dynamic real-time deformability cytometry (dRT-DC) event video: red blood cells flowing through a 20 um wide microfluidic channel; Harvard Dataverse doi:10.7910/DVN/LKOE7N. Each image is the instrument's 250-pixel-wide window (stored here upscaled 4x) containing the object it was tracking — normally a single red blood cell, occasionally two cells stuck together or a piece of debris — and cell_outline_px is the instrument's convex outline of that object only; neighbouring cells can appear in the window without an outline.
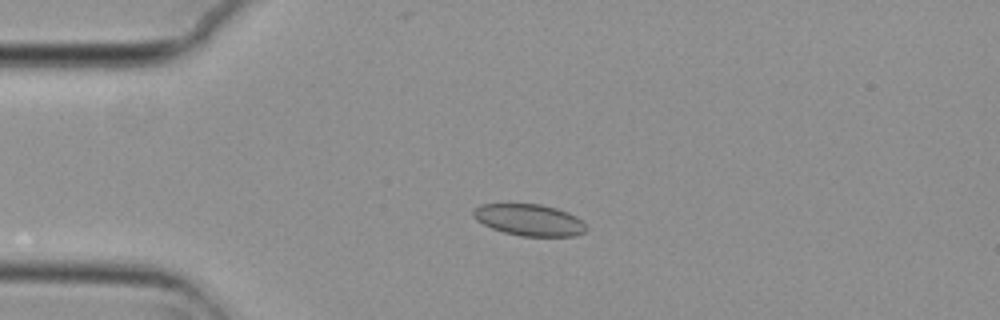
{"species": "common noctule bat (a hibernating species)", "species_latin": "Nyctalus noctula", "temperature_condition": "cold", "stored_images_in_passage": 55, "camera_frame_rate_fps": 3000, "um_per_image_px": 0.085, "animal": {"sex": "female", "body_mass_g": 29.2, "forearm_length_mm": 56.3}, "frame": {"image": 1, "passage_image": 13, "time_ms": 4.0, "image_size_px": [1000, 320], "cell_outline_px": [[588, 228], [584, 232], [576, 236], [520, 236], [504, 232], [492, 228], [476, 220], [472, 216], [472, 208], [480, 204], [540, 204], [556, 208], [568, 212], [576, 216]], "centroid_in_image_um": [44.96, 18.69], "position_along_channel_um": 40.0, "area_um2": 20.87}}
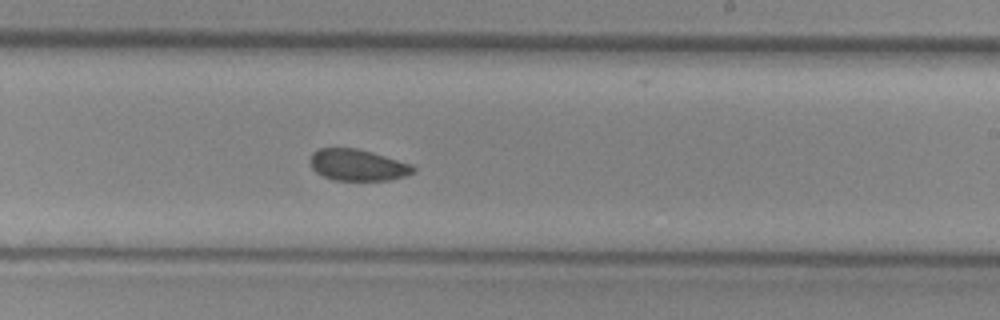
{"frame": {"image": 2, "passage_image": 33, "time_ms": 10.667, "image_size_px": [1000, 320], "cell_outline_px": [[416, 172], [404, 176], [388, 180], [332, 180], [316, 172], [312, 168], [308, 160], [312, 152], [320, 148], [356, 148], [372, 152], [412, 164], [416, 168]], "centroid_in_image_um": [30.39, 14.02], "position_along_channel_um": 258.6, "area_um2": 19.02}}
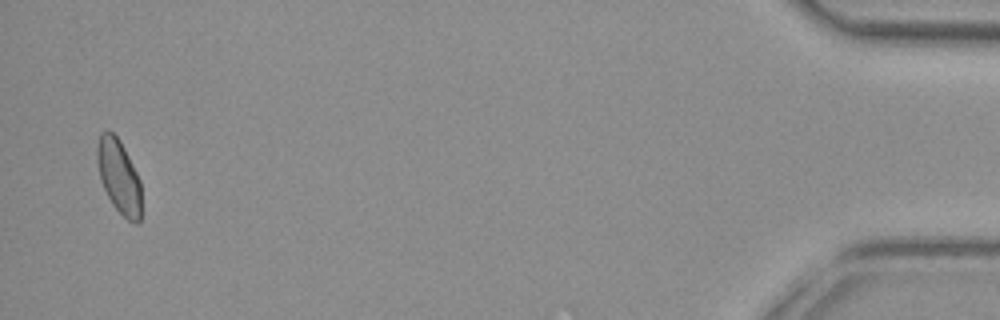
{"frame": {"image": 3, "passage_image": 54, "time_ms": 17.667, "image_size_px": [1000, 320], "cell_outline_px": [[140, 220], [136, 224], [128, 220], [112, 204], [100, 180], [96, 156], [96, 148], [100, 132], [108, 128], [120, 140], [140, 180]], "centroid_in_image_um": [10.07, 14.95], "position_along_channel_um": 425.1, "area_um2": 18.96}}